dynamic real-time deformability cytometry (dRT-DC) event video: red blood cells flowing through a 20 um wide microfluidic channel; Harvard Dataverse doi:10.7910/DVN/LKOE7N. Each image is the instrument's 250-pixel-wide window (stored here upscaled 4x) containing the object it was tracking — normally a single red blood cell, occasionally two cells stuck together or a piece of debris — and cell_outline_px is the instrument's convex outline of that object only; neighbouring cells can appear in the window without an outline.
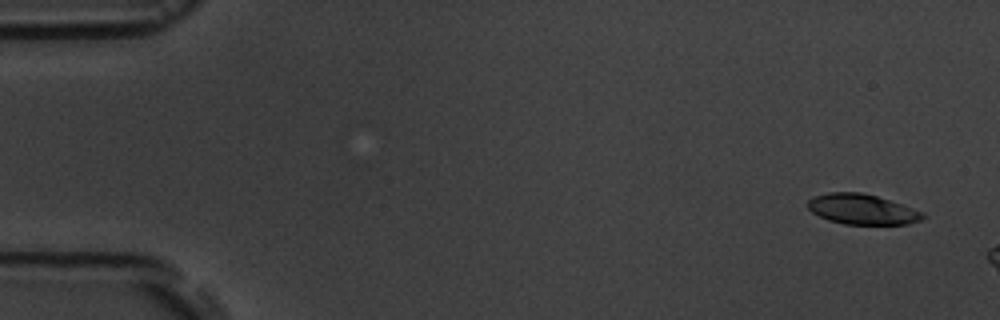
{"species": "common noctule bat (a hibernating species)", "species_latin": "Nyctalus noctula", "temperature_condition": "room temperature", "stored_images_in_passage": 3, "camera_frame_rate_fps": 3000, "um_per_image_px": 0.085, "animal": {"sex": "male", "body_mass_g": 19.5, "forearm_length_mm": 54.6}, "frame": {"image": 1, "passage_image": 1, "time_ms": 0.0, "image_size_px": [1000, 320], "cell_outline_px": [[924, 216], [920, 220], [908, 224], [844, 224], [828, 220], [812, 212], [808, 208], [808, 200], [816, 196], [828, 192], [860, 192], [876, 196], [924, 212]], "centroid_in_image_um": [73.26, 17.79], "position_along_channel_um": 11.7, "area_um2": 20.0}}